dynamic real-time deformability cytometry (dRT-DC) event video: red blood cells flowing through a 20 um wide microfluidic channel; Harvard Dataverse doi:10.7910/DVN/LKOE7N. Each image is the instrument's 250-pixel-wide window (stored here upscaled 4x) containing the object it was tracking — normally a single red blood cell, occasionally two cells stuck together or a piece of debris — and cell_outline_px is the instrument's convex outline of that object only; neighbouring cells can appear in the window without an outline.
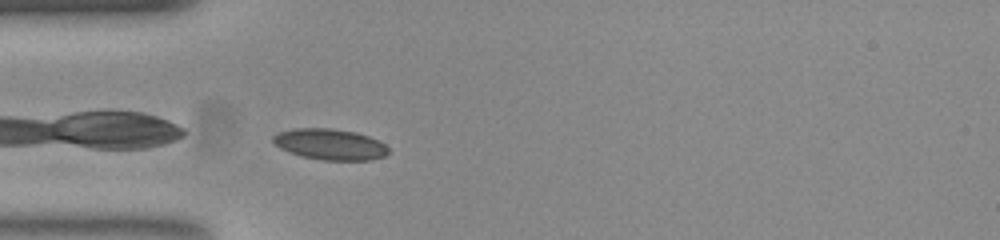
{"species": "common noctule bat (a hibernating species)", "species_latin": "Nyctalus noctula", "temperature_condition": "room temperature", "stored_images_in_passage": 38, "camera_frame_rate_fps": 3000, "um_per_image_px": 0.085, "animal": {"sex": "female", "body_mass_g": 23.0, "forearm_length_mm": 53.4}, "frame": {"image": 1, "passage_image": 1, "time_ms": 0.0, "image_size_px": [1000, 240], "cell_outline_px": [[388, 152], [384, 156], [372, 160], [324, 160], [300, 156], [288, 152], [280, 148], [272, 140], [272, 136], [280, 132], [296, 128], [332, 128], [356, 132], [368, 136], [384, 144], [388, 148]], "centroid_in_image_um": [28.04, 12.27], "position_along_channel_um": 57.0, "area_um2": 20.75}}
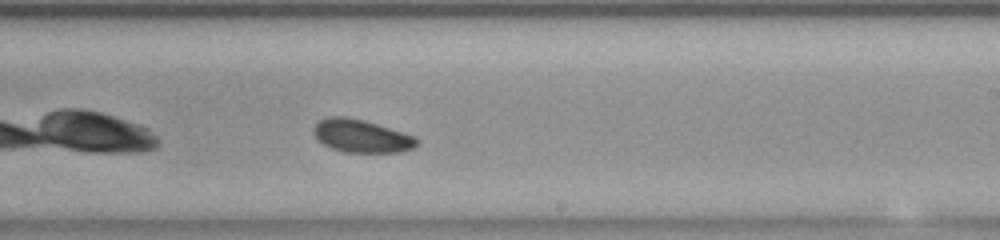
{"frame": {"image": 2, "passage_image": 17, "time_ms": 5.333, "image_size_px": [1000, 240], "cell_outline_px": [[416, 148], [400, 152], [344, 152], [332, 148], [324, 144], [316, 136], [312, 128], [320, 120], [328, 116], [344, 116], [364, 120], [416, 136]], "centroid_in_image_um": [30.73, 11.56], "position_along_channel_um": 258.3, "area_um2": 19.65}}
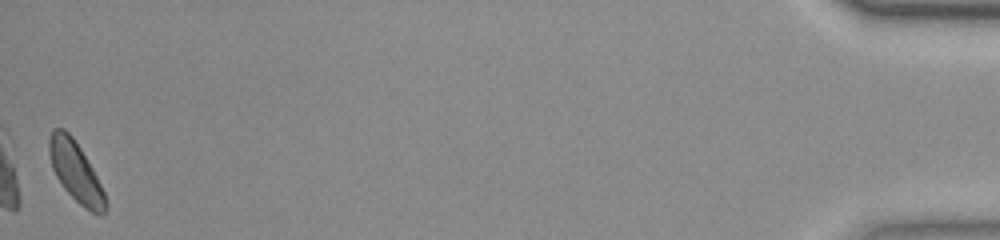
{"frame": {"image": 3, "passage_image": 38, "time_ms": 12.333, "image_size_px": [1000, 240], "cell_outline_px": [[108, 208], [100, 216], [84, 208], [64, 188], [56, 176], [52, 168], [48, 152], [48, 140], [52, 128], [64, 128], [72, 136], [80, 148], [92, 168], [104, 192], [108, 204]], "centroid_in_image_um": [6.42, 14.59], "position_along_channel_um": 428.8, "area_um2": 19.65}, "authors_computed_cell_mechanics": {"area_um2": 19.7965, "velocity_mm_per_s": 3.8454, "shape_relaxation_time_tau1_ms": 1.5893, "shape_relaxation_time_tau2_ms": null, "deformation_change_tau1": 0.0594, "deformation_change_tau2": null}}